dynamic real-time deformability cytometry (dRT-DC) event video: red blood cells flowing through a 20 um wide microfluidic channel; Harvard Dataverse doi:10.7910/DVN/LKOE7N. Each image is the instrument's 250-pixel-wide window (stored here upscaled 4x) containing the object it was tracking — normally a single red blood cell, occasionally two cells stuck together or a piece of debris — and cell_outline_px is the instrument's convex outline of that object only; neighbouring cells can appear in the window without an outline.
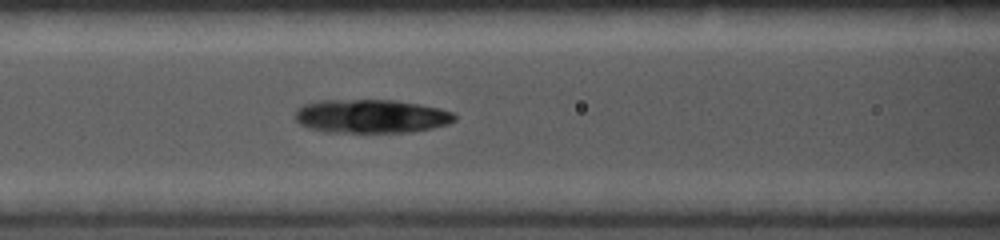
{"species": "common noctule bat (a hibernating species)", "species_latin": "Nyctalus noctula", "temperature_condition": "cold", "stored_images_in_passage": 4, "camera_frame_rate_fps": 5000, "um_per_image_px": 0.085, "animal": {"sex": "female", "body_mass_g": 19.0, "forearm_length_mm": 56.7}, "frame": {"image": 1, "passage_image": 4, "time_ms": 0.6, "image_size_px": [1000, 240], "cell_outline_px": [[456, 120], [448, 124], [432, 128], [408, 132], [324, 132], [308, 128], [300, 124], [292, 116], [296, 108], [304, 104], [320, 100], [396, 100], [420, 104], [440, 108], [452, 112], [456, 116]], "centroid_in_image_um": [31.51, 9.88], "position_along_channel_um": 135.1, "area_um2": 31.62}}